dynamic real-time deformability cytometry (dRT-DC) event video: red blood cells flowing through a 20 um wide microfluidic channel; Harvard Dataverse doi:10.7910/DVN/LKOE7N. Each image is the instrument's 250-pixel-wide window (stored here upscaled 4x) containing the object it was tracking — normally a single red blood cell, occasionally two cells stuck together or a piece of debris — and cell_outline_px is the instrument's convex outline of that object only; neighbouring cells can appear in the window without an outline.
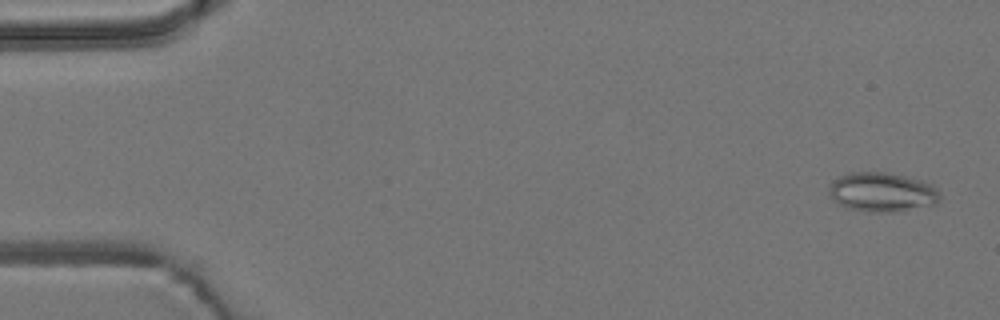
{"species": "common noctule bat (a hibernating species)", "species_latin": "Nyctalus noctula", "temperature_condition": "room temperature", "stored_images_in_passage": 11, "camera_frame_rate_fps": 3000, "um_per_image_px": 0.085, "animal": {"sex": "male", "body_mass_g": 19.2, "forearm_length_mm": 51.8}, "frame": {"image": 1, "passage_image": 2, "time_ms": 0.333, "image_size_px": [1000, 320], "cell_outline_px": [[940, 200], [936, 204], [896, 212], [868, 212], [848, 208], [840, 204], [828, 192], [828, 184], [832, 180], [840, 176], [852, 172], [884, 172], [924, 180], [932, 184], [940, 192]], "centroid_in_image_um": [75.0, 16.33], "position_along_channel_um": 10.0, "area_um2": 25.61}}